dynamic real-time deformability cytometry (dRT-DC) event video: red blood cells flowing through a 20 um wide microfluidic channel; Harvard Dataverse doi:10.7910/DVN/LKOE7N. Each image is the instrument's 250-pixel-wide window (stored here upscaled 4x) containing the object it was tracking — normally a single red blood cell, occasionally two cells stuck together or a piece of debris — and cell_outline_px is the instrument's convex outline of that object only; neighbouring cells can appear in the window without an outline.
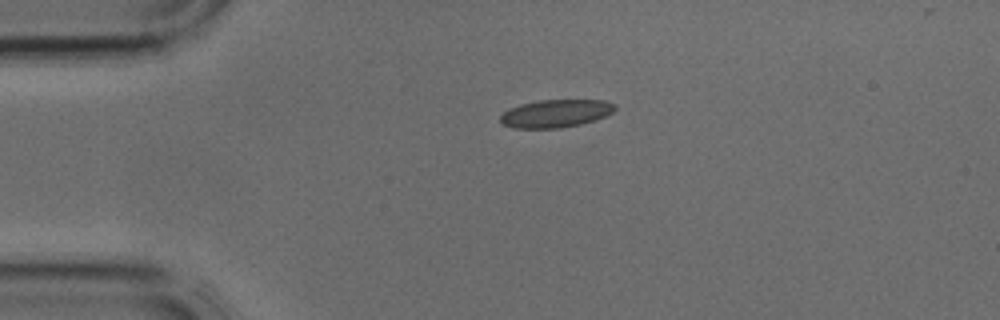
{"species": "common noctule bat (a hibernating species)", "species_latin": "Nyctalus noctula", "temperature_condition": "cold", "stored_images_in_passage": 2, "camera_frame_rate_fps": 3000, "um_per_image_px": 0.085, "animal": {"sex": "male", "body_mass_g": 17.9, "forearm_length_mm": 54.2}, "frame": {"image": 1, "passage_image": 1, "time_ms": 0.0, "image_size_px": [1000, 320], "cell_outline_px": [[616, 108], [612, 112], [596, 120], [580, 124], [560, 128], [512, 128], [504, 124], [500, 120], [500, 116], [508, 108], [520, 104], [540, 100], [604, 100], [616, 104]], "centroid_in_image_um": [47.23, 9.64], "position_along_channel_um": 37.8, "area_um2": 18.61}}
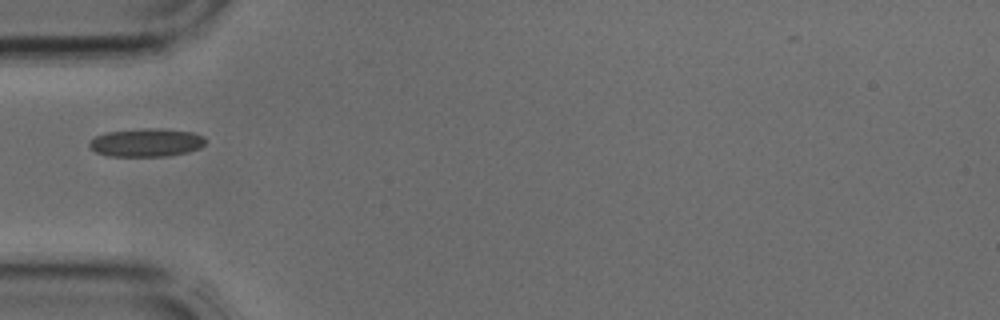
{"frame": {"image": 2, "passage_image": 2, "time_ms": 0.333, "image_size_px": [1000, 320], "cell_outline_px": [[208, 140], [200, 148], [188, 152], [164, 156], [108, 156], [96, 152], [88, 144], [96, 136], [104, 132], [144, 128], [164, 128], [192, 132], [204, 136]], "centroid_in_image_um": [12.48, 12.1], "position_along_channel_um": 72.5, "area_um2": 19.25}}